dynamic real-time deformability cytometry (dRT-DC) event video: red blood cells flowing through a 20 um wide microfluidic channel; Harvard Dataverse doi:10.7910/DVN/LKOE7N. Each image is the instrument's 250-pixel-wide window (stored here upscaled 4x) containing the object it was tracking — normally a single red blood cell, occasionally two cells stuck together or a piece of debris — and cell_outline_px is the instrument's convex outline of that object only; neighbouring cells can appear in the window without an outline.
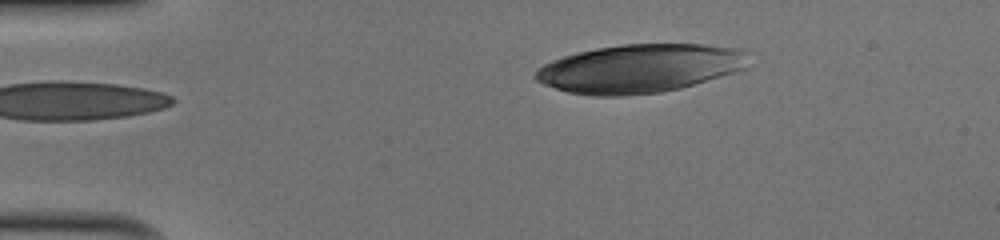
{"species": "human", "species_latin": "Homo sapiens", "temperature_condition": "cold", "stored_images_in_passage": 35, "camera_frame_rate_fps": 3000, "um_per_image_px": 0.085, "donor": {"sex": "male"}, "frame": {"image": 1, "passage_image": 1, "time_ms": 0.0, "image_size_px": [1000, 240], "cell_outline_px": [[748, 68], [680, 88], [660, 92], [624, 96], [592, 96], [568, 92], [544, 84], [536, 80], [532, 76], [536, 68], [552, 60], [576, 52], [596, 48], [620, 44], [704, 44], [744, 48]], "centroid_in_image_um": [54.36, 5.81], "position_along_channel_um": 30.6, "area_um2": 60.46}}